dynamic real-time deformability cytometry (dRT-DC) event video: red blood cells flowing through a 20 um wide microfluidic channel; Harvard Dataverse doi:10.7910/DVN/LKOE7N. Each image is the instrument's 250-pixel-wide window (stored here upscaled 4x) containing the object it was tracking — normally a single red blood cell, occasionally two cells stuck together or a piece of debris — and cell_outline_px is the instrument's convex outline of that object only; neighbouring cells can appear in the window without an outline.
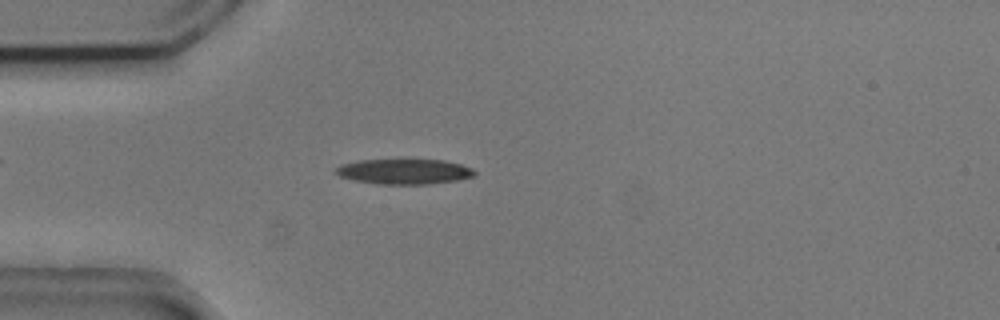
{"species": "common noctule bat (a hibernating species)", "species_latin": "Nyctalus noctula", "temperature_condition": "cold", "stored_images_in_passage": 54, "camera_frame_rate_fps": 3000, "um_per_image_px": 0.085, "animal": {"sex": "male", "body_mass_g": 20.5, "forearm_length_mm": 52.5}, "frame": {"image": 1, "passage_image": 14, "time_ms": 4.333, "image_size_px": [1000, 320], "cell_outline_px": [[476, 176], [456, 180], [428, 184], [376, 184], [356, 180], [340, 176], [332, 172], [340, 164], [356, 160], [400, 156], [444, 160], [460, 164], [472, 168], [476, 172]], "centroid_in_image_um": [34.32, 14.51], "position_along_channel_um": 50.7, "area_um2": 21.68}}
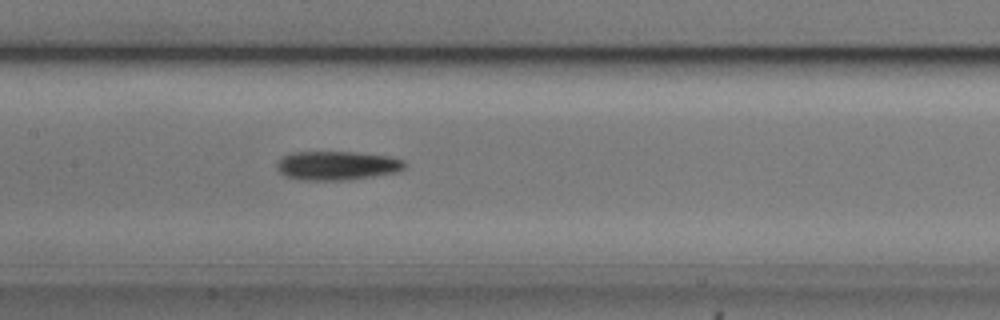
{"frame": {"image": 2, "passage_image": 25, "time_ms": 8.0, "image_size_px": [1000, 320], "cell_outline_px": [[408, 164], [400, 172], [348, 180], [300, 180], [284, 176], [276, 168], [276, 164], [284, 156], [292, 152], [352, 152], [392, 156], [404, 160]], "centroid_in_image_um": [28.69, 14.08], "position_along_channel_um": 178.7, "area_um2": 21.85}}
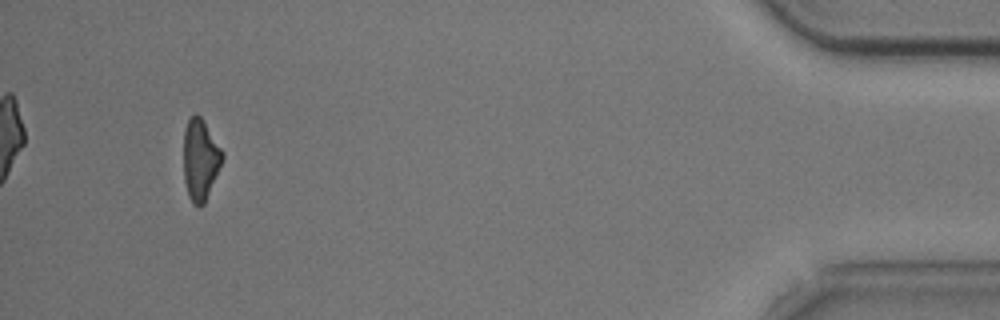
{"frame": {"image": 3, "passage_image": 50, "time_ms": 16.333, "image_size_px": [1000, 320], "cell_outline_px": [[224, 156], [204, 204], [200, 208], [192, 204], [188, 196], [184, 180], [184, 128], [188, 120], [196, 112], [200, 116], [224, 152]], "centroid_in_image_um": [17.01, 13.58], "position_along_channel_um": 418.2, "area_um2": 18.26}, "authors_computed_cell_mechanics": {"area_um2": 19.9121, "velocity_mm_per_s": 3.7522, "shape_relaxation_time_tau1_ms": 2.4195, "shape_relaxation_time_tau2_ms": null, "deformation_change_tau1": 0.1196, "deformation_change_tau2": null}}